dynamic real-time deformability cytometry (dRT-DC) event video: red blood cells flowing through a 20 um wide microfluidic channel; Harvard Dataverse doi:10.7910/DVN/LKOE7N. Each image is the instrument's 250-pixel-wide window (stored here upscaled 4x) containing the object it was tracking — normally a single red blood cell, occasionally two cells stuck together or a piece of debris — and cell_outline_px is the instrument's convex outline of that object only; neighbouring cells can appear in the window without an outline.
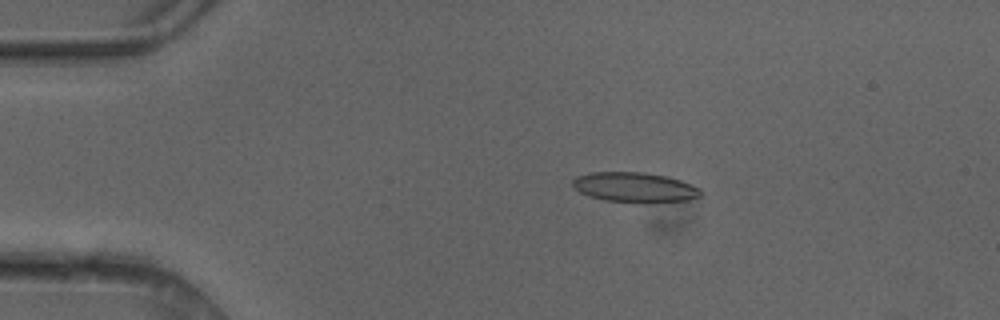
{"species": "common noctule bat (a hibernating species)", "species_latin": "Nyctalus noctula", "temperature_condition": "cold", "stored_images_in_passage": 4, "camera_frame_rate_fps": 3000, "um_per_image_px": 0.085, "animal": {"sex": "female"}, "frame": {"image": 1, "passage_image": 3, "time_ms": 0.667, "image_size_px": [1000, 320], "cell_outline_px": [[704, 192], [700, 196], [688, 200], [652, 204], [644, 204], [604, 200], [588, 196], [580, 192], [572, 184], [572, 180], [576, 176], [588, 172], [644, 172], [664, 176], [680, 180], [700, 188]], "centroid_in_image_um": [53.97, 15.94], "position_along_channel_um": 31.0, "area_um2": 22.83}}